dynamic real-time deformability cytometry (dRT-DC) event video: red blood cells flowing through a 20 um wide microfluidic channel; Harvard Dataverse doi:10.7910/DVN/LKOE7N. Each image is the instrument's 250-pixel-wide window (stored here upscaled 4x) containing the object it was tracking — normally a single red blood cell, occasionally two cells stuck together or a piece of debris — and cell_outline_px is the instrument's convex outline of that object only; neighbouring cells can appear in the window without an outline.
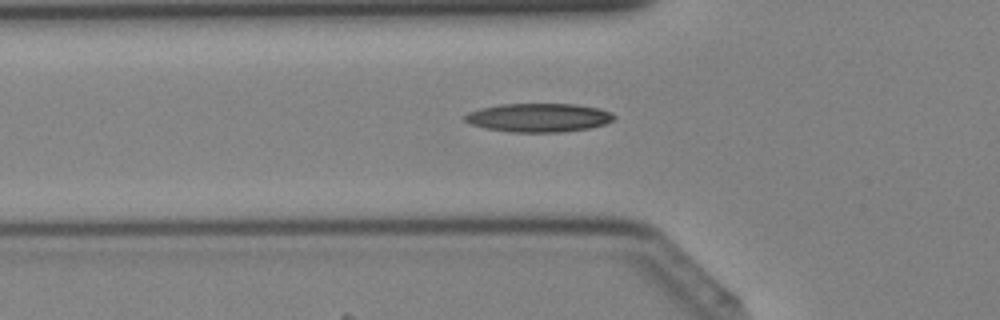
{"species": "Egyptian fruit bat (a non-hibernating species)", "species_latin": "Rousettus aegyptiacus", "temperature_condition": "cold", "stored_images_in_passage": 41, "camera_frame_rate_fps": 3000, "um_per_image_px": 0.085, "animal": {"sex": "female"}, "frame": {"image": 1, "passage_image": 14, "time_ms": 4.333, "image_size_px": [1000, 320], "cell_outline_px": [[616, 116], [612, 120], [604, 124], [592, 128], [564, 132], [512, 132], [484, 128], [472, 124], [464, 120], [464, 116], [468, 112], [480, 108], [500, 104], [576, 104], [600, 108], [612, 112]], "centroid_in_image_um": [45.81, 10.0], "position_along_channel_um": 80.0, "area_um2": 25.09}}
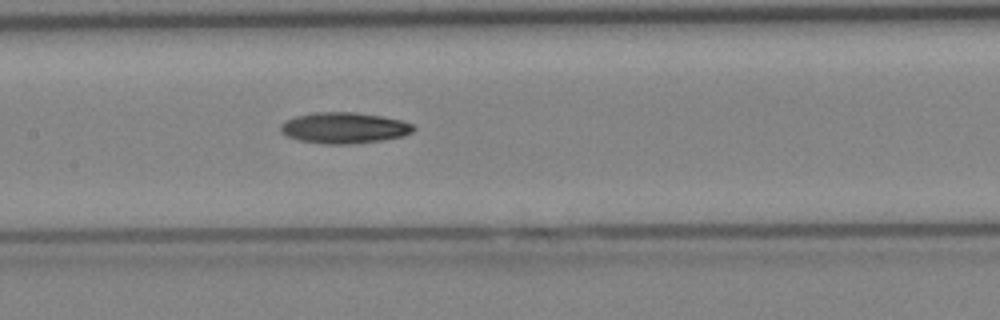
{"frame": {"image": 2, "passage_image": 20, "time_ms": 6.333, "image_size_px": [1000, 320], "cell_outline_px": [[416, 128], [412, 132], [404, 136], [380, 140], [352, 144], [324, 144], [300, 140], [288, 136], [280, 132], [280, 124], [284, 120], [296, 116], [316, 112], [356, 112], [380, 116], [400, 120], [416, 124]], "centroid_in_image_um": [29.26, 10.86], "position_along_channel_um": 178.1, "area_um2": 24.1}}
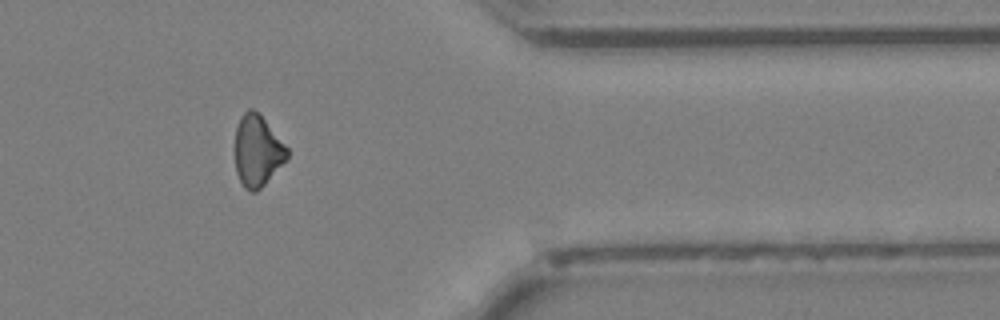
{"frame": {"image": 3, "passage_image": 34, "time_ms": 11.0, "image_size_px": [1000, 320], "cell_outline_px": [[288, 156], [264, 184], [256, 192], [252, 192], [244, 188], [236, 172], [232, 148], [236, 128], [240, 116], [248, 108], [252, 108], [264, 120], [288, 148]], "centroid_in_image_um": [21.8, 12.82], "position_along_channel_um": 389.6, "area_um2": 21.68}}